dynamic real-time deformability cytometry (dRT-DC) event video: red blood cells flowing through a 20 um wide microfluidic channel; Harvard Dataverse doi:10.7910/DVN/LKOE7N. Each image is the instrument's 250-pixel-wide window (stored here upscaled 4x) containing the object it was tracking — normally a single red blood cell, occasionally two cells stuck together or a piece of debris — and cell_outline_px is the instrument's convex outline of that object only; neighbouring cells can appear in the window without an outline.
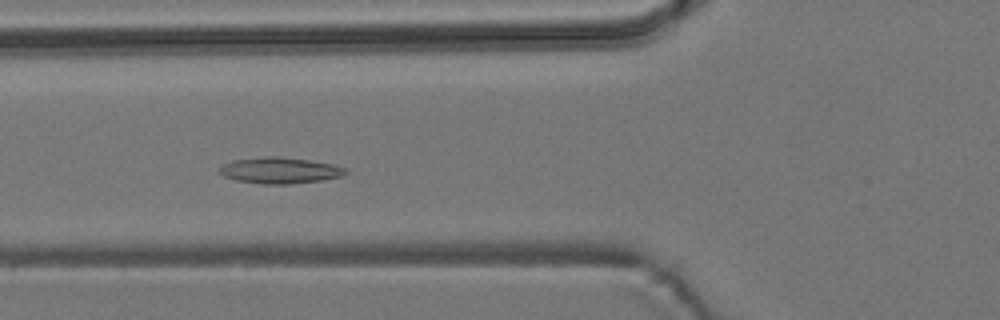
{"species": "common noctule bat (a hibernating species)", "species_latin": "Nyctalus noctula", "temperature_condition": "room temperature", "stored_images_in_passage": 8, "camera_frame_rate_fps": 3000, "um_per_image_px": 0.085, "animal": {"sex": "male", "body_mass_g": 19.2, "forearm_length_mm": 51.8}, "frame": {"image": 1, "passage_image": 4, "time_ms": 3.333, "image_size_px": [1000, 320], "cell_outline_px": [[348, 172], [340, 176], [320, 180], [288, 184], [264, 184], [236, 180], [224, 176], [216, 168], [232, 160], [264, 156], [280, 156], [336, 164], [348, 168]], "centroid_in_image_um": [23.78, 14.47], "position_along_channel_um": 102.0, "area_um2": 19.31}}
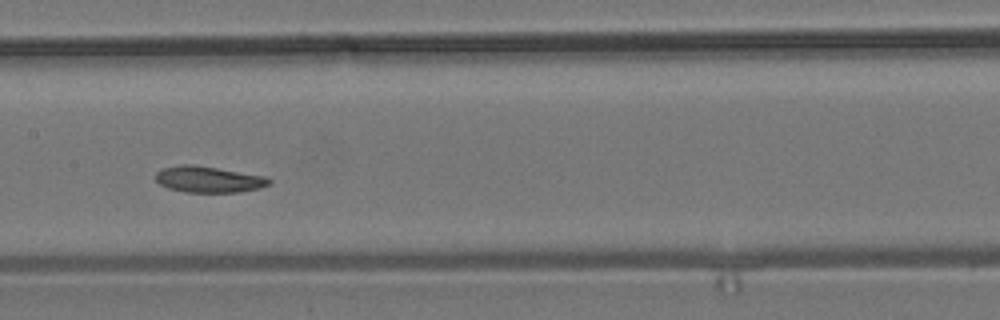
{"frame": {"image": 2, "passage_image": 6, "time_ms": 5.667, "image_size_px": [1000, 320], "cell_outline_px": [[272, 184], [260, 188], [240, 192], [184, 192], [168, 188], [160, 184], [156, 180], [156, 172], [160, 168], [180, 164], [196, 164], [264, 176], [272, 180]], "centroid_in_image_um": [17.72, 15.24], "position_along_channel_um": 189.7, "area_um2": 17.57}}
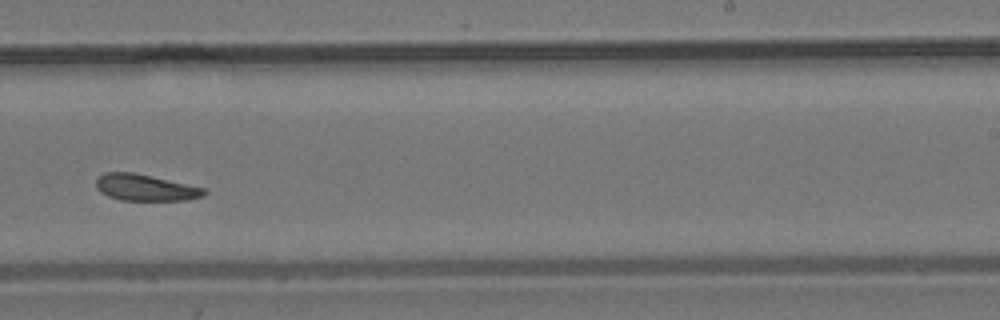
{"frame": {"image": 3, "passage_image": 8, "time_ms": 8.0, "image_size_px": [1000, 320], "cell_outline_px": [[208, 192], [204, 196], [188, 200], [120, 200], [108, 196], [100, 192], [96, 188], [96, 180], [104, 172], [132, 172], [204, 188]], "centroid_in_image_um": [12.34, 15.95], "position_along_channel_um": 276.7, "area_um2": 16.53}}